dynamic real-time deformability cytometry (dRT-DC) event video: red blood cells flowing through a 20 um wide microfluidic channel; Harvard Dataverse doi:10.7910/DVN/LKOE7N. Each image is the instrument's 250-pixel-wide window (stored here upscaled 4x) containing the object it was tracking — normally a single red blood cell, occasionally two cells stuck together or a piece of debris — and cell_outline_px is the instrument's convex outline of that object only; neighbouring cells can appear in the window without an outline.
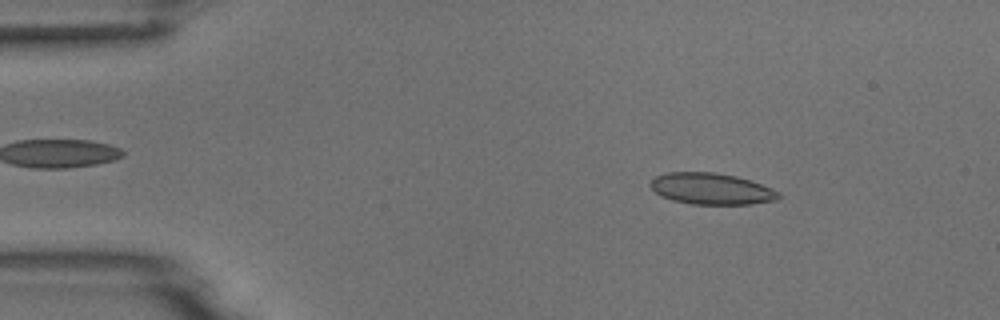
{"species": "common noctule bat (a hibernating species)", "species_latin": "Nyctalus noctula", "temperature_condition": "room temperature", "stored_images_in_passage": 4, "camera_frame_rate_fps": 3000, "um_per_image_px": 0.085, "animal": {"sex": "male", "body_mass_g": 18.8}, "frame": {"image": 1, "passage_image": 2, "time_ms": 1.333, "image_size_px": [1000, 320], "cell_outline_px": [[780, 196], [776, 200], [752, 204], [692, 204], [672, 200], [660, 196], [648, 184], [656, 176], [668, 172], [716, 172], [736, 176], [752, 180], [772, 188], [780, 192]], "centroid_in_image_um": [60.48, 16.04], "position_along_channel_um": 24.5, "area_um2": 23.58}}